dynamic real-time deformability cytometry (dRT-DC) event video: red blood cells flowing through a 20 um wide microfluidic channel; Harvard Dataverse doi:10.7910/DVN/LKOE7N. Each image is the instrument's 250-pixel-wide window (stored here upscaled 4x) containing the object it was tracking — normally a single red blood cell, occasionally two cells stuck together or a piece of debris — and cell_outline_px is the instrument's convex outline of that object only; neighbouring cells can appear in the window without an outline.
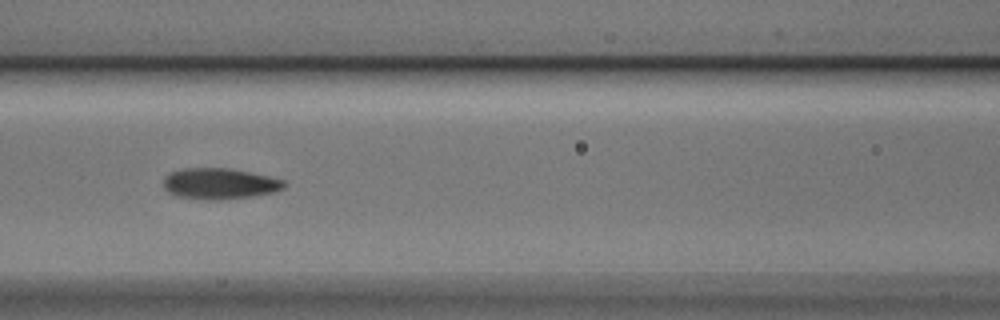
{"species": "Egyptian fruit bat (a non-hibernating species)", "species_latin": "Rousettus aegyptiacus", "temperature_condition": "cold", "stored_images_in_passage": 14, "camera_frame_rate_fps": 3000, "um_per_image_px": 0.085, "animal": {"sex": "male"}, "frame": {"image": 1, "passage_image": 5, "time_ms": 1.333, "image_size_px": [1000, 320], "cell_outline_px": [[288, 184], [284, 188], [272, 192], [252, 196], [216, 200], [208, 200], [176, 196], [168, 192], [164, 188], [164, 176], [172, 172], [184, 168], [228, 168], [268, 176], [284, 180]], "centroid_in_image_um": [18.65, 15.61], "position_along_channel_um": 147.9, "area_um2": 21.68}}
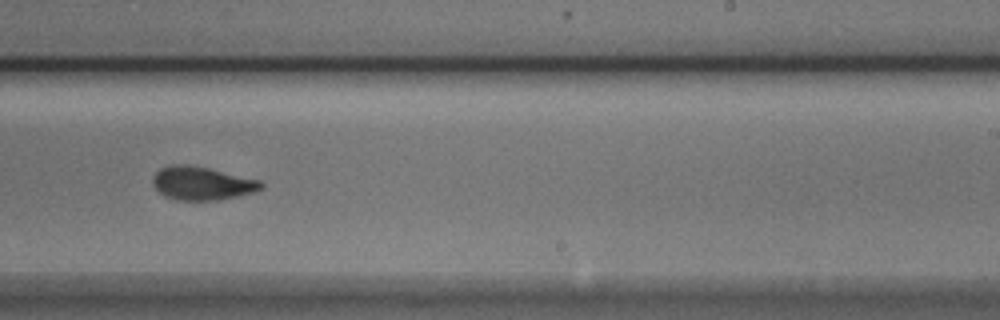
{"frame": {"image": 2, "passage_image": 8, "time_ms": 2.333, "image_size_px": [1000, 320], "cell_outline_px": [[264, 188], [256, 192], [220, 200], [176, 200], [164, 196], [152, 184], [152, 176], [160, 168], [168, 164], [188, 164], [208, 168], [260, 180], [264, 184]], "centroid_in_image_um": [17.16, 15.58], "position_along_channel_um": 271.8, "area_um2": 21.33}}
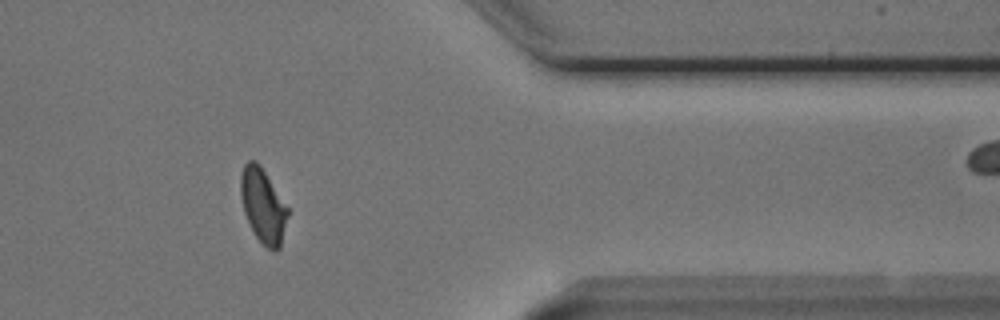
{"frame": {"image": 3, "passage_image": 11, "time_ms": 3.333, "image_size_px": [1000, 320], "cell_outline_px": [[288, 216], [280, 248], [276, 252], [268, 248], [256, 236], [244, 212], [240, 196], [240, 176], [244, 164], [248, 160], [256, 160], [260, 164], [288, 208]], "centroid_in_image_um": [22.35, 17.45], "position_along_channel_um": 389.1, "area_um2": 20.23}}